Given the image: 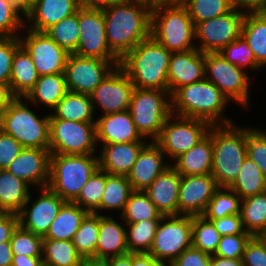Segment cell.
Here are the masks:
<instances>
[{"label":"cell","instance_id":"obj_66","mask_svg":"<svg viewBox=\"0 0 266 266\" xmlns=\"http://www.w3.org/2000/svg\"><path fill=\"white\" fill-rule=\"evenodd\" d=\"M80 266H110V264L108 258L91 256L82 258Z\"/></svg>","mask_w":266,"mask_h":266},{"label":"cell","instance_id":"obj_46","mask_svg":"<svg viewBox=\"0 0 266 266\" xmlns=\"http://www.w3.org/2000/svg\"><path fill=\"white\" fill-rule=\"evenodd\" d=\"M183 4L187 7L194 26L233 9L231 0H183Z\"/></svg>","mask_w":266,"mask_h":266},{"label":"cell","instance_id":"obj_65","mask_svg":"<svg viewBox=\"0 0 266 266\" xmlns=\"http://www.w3.org/2000/svg\"><path fill=\"white\" fill-rule=\"evenodd\" d=\"M109 264L110 266H132V253L128 252L123 255H118L115 257H110Z\"/></svg>","mask_w":266,"mask_h":266},{"label":"cell","instance_id":"obj_20","mask_svg":"<svg viewBox=\"0 0 266 266\" xmlns=\"http://www.w3.org/2000/svg\"><path fill=\"white\" fill-rule=\"evenodd\" d=\"M205 53L197 48L172 52L168 68V91L205 79Z\"/></svg>","mask_w":266,"mask_h":266},{"label":"cell","instance_id":"obj_10","mask_svg":"<svg viewBox=\"0 0 266 266\" xmlns=\"http://www.w3.org/2000/svg\"><path fill=\"white\" fill-rule=\"evenodd\" d=\"M190 247H192V216L168 215L160 220L149 254L169 266Z\"/></svg>","mask_w":266,"mask_h":266},{"label":"cell","instance_id":"obj_39","mask_svg":"<svg viewBox=\"0 0 266 266\" xmlns=\"http://www.w3.org/2000/svg\"><path fill=\"white\" fill-rule=\"evenodd\" d=\"M133 191L126 175H110L106 172V184L101 199V210L119 209L120 214Z\"/></svg>","mask_w":266,"mask_h":266},{"label":"cell","instance_id":"obj_51","mask_svg":"<svg viewBox=\"0 0 266 266\" xmlns=\"http://www.w3.org/2000/svg\"><path fill=\"white\" fill-rule=\"evenodd\" d=\"M251 237V234L224 235L221 237L214 255L242 259L246 244Z\"/></svg>","mask_w":266,"mask_h":266},{"label":"cell","instance_id":"obj_6","mask_svg":"<svg viewBox=\"0 0 266 266\" xmlns=\"http://www.w3.org/2000/svg\"><path fill=\"white\" fill-rule=\"evenodd\" d=\"M98 169V157L93 154H50L47 187L65 202H73Z\"/></svg>","mask_w":266,"mask_h":266},{"label":"cell","instance_id":"obj_71","mask_svg":"<svg viewBox=\"0 0 266 266\" xmlns=\"http://www.w3.org/2000/svg\"><path fill=\"white\" fill-rule=\"evenodd\" d=\"M7 212L1 207V204H0V216L6 214Z\"/></svg>","mask_w":266,"mask_h":266},{"label":"cell","instance_id":"obj_24","mask_svg":"<svg viewBox=\"0 0 266 266\" xmlns=\"http://www.w3.org/2000/svg\"><path fill=\"white\" fill-rule=\"evenodd\" d=\"M180 180L181 175L171 164L145 190L163 216L178 215Z\"/></svg>","mask_w":266,"mask_h":266},{"label":"cell","instance_id":"obj_60","mask_svg":"<svg viewBox=\"0 0 266 266\" xmlns=\"http://www.w3.org/2000/svg\"><path fill=\"white\" fill-rule=\"evenodd\" d=\"M10 85L0 82V116L8 108V105L15 99Z\"/></svg>","mask_w":266,"mask_h":266},{"label":"cell","instance_id":"obj_14","mask_svg":"<svg viewBox=\"0 0 266 266\" xmlns=\"http://www.w3.org/2000/svg\"><path fill=\"white\" fill-rule=\"evenodd\" d=\"M245 11L232 9L230 12L195 25V38L200 39V52H220L241 35Z\"/></svg>","mask_w":266,"mask_h":266},{"label":"cell","instance_id":"obj_8","mask_svg":"<svg viewBox=\"0 0 266 266\" xmlns=\"http://www.w3.org/2000/svg\"><path fill=\"white\" fill-rule=\"evenodd\" d=\"M129 111L140 135L156 141L165 121L172 114L171 95L169 91L135 87Z\"/></svg>","mask_w":266,"mask_h":266},{"label":"cell","instance_id":"obj_67","mask_svg":"<svg viewBox=\"0 0 266 266\" xmlns=\"http://www.w3.org/2000/svg\"><path fill=\"white\" fill-rule=\"evenodd\" d=\"M20 11L26 14L34 7L37 0H10Z\"/></svg>","mask_w":266,"mask_h":266},{"label":"cell","instance_id":"obj_62","mask_svg":"<svg viewBox=\"0 0 266 266\" xmlns=\"http://www.w3.org/2000/svg\"><path fill=\"white\" fill-rule=\"evenodd\" d=\"M121 0H77L80 8L87 9H104L113 3L119 2Z\"/></svg>","mask_w":266,"mask_h":266},{"label":"cell","instance_id":"obj_22","mask_svg":"<svg viewBox=\"0 0 266 266\" xmlns=\"http://www.w3.org/2000/svg\"><path fill=\"white\" fill-rule=\"evenodd\" d=\"M164 156L165 154L155 141L146 144L141 149L137 160L127 175L133 190L145 191L170 166L171 163H164Z\"/></svg>","mask_w":266,"mask_h":266},{"label":"cell","instance_id":"obj_11","mask_svg":"<svg viewBox=\"0 0 266 266\" xmlns=\"http://www.w3.org/2000/svg\"><path fill=\"white\" fill-rule=\"evenodd\" d=\"M172 118H175L174 121ZM211 127L210 123L201 119L171 114L165 121L161 134L155 142L164 154L176 160L203 140Z\"/></svg>","mask_w":266,"mask_h":266},{"label":"cell","instance_id":"obj_44","mask_svg":"<svg viewBox=\"0 0 266 266\" xmlns=\"http://www.w3.org/2000/svg\"><path fill=\"white\" fill-rule=\"evenodd\" d=\"M212 221L203 215L192 216V247L209 255H214L221 240Z\"/></svg>","mask_w":266,"mask_h":266},{"label":"cell","instance_id":"obj_27","mask_svg":"<svg viewBox=\"0 0 266 266\" xmlns=\"http://www.w3.org/2000/svg\"><path fill=\"white\" fill-rule=\"evenodd\" d=\"M213 144L212 127L208 135L190 150L179 156L172 166L181 176L211 174Z\"/></svg>","mask_w":266,"mask_h":266},{"label":"cell","instance_id":"obj_7","mask_svg":"<svg viewBox=\"0 0 266 266\" xmlns=\"http://www.w3.org/2000/svg\"><path fill=\"white\" fill-rule=\"evenodd\" d=\"M22 97H16L0 116L1 129L24 148L49 149L50 114L39 118Z\"/></svg>","mask_w":266,"mask_h":266},{"label":"cell","instance_id":"obj_36","mask_svg":"<svg viewBox=\"0 0 266 266\" xmlns=\"http://www.w3.org/2000/svg\"><path fill=\"white\" fill-rule=\"evenodd\" d=\"M42 259L45 266H80L82 261L71 240L54 239H43Z\"/></svg>","mask_w":266,"mask_h":266},{"label":"cell","instance_id":"obj_57","mask_svg":"<svg viewBox=\"0 0 266 266\" xmlns=\"http://www.w3.org/2000/svg\"><path fill=\"white\" fill-rule=\"evenodd\" d=\"M18 225V214L6 213L0 216V244L5 241H10L12 233Z\"/></svg>","mask_w":266,"mask_h":266},{"label":"cell","instance_id":"obj_64","mask_svg":"<svg viewBox=\"0 0 266 266\" xmlns=\"http://www.w3.org/2000/svg\"><path fill=\"white\" fill-rule=\"evenodd\" d=\"M209 266H243L242 259H230L212 255Z\"/></svg>","mask_w":266,"mask_h":266},{"label":"cell","instance_id":"obj_53","mask_svg":"<svg viewBox=\"0 0 266 266\" xmlns=\"http://www.w3.org/2000/svg\"><path fill=\"white\" fill-rule=\"evenodd\" d=\"M243 266H266V245L259 236H252L246 244Z\"/></svg>","mask_w":266,"mask_h":266},{"label":"cell","instance_id":"obj_30","mask_svg":"<svg viewBox=\"0 0 266 266\" xmlns=\"http://www.w3.org/2000/svg\"><path fill=\"white\" fill-rule=\"evenodd\" d=\"M68 92L66 85L65 72L58 74H48L39 76L34 87L24 97V100L42 105L52 110L58 105V102Z\"/></svg>","mask_w":266,"mask_h":266},{"label":"cell","instance_id":"obj_52","mask_svg":"<svg viewBox=\"0 0 266 266\" xmlns=\"http://www.w3.org/2000/svg\"><path fill=\"white\" fill-rule=\"evenodd\" d=\"M21 46L20 37H0V82L8 83L15 51Z\"/></svg>","mask_w":266,"mask_h":266},{"label":"cell","instance_id":"obj_34","mask_svg":"<svg viewBox=\"0 0 266 266\" xmlns=\"http://www.w3.org/2000/svg\"><path fill=\"white\" fill-rule=\"evenodd\" d=\"M241 35L253 50L256 64L266 65V16L263 13H246L242 22Z\"/></svg>","mask_w":266,"mask_h":266},{"label":"cell","instance_id":"obj_41","mask_svg":"<svg viewBox=\"0 0 266 266\" xmlns=\"http://www.w3.org/2000/svg\"><path fill=\"white\" fill-rule=\"evenodd\" d=\"M100 226V213H88L82 220L79 229L72 239L78 253L82 258L96 257L98 234Z\"/></svg>","mask_w":266,"mask_h":266},{"label":"cell","instance_id":"obj_23","mask_svg":"<svg viewBox=\"0 0 266 266\" xmlns=\"http://www.w3.org/2000/svg\"><path fill=\"white\" fill-rule=\"evenodd\" d=\"M96 139L101 144L133 143L144 141L129 110L102 115L95 122Z\"/></svg>","mask_w":266,"mask_h":266},{"label":"cell","instance_id":"obj_12","mask_svg":"<svg viewBox=\"0 0 266 266\" xmlns=\"http://www.w3.org/2000/svg\"><path fill=\"white\" fill-rule=\"evenodd\" d=\"M205 78L215 84L229 99L248 107L250 77L227 61L220 52L205 53ZM209 71V72H208ZM209 74V75H207Z\"/></svg>","mask_w":266,"mask_h":266},{"label":"cell","instance_id":"obj_61","mask_svg":"<svg viewBox=\"0 0 266 266\" xmlns=\"http://www.w3.org/2000/svg\"><path fill=\"white\" fill-rule=\"evenodd\" d=\"M42 257H29L26 255H13L11 266H43Z\"/></svg>","mask_w":266,"mask_h":266},{"label":"cell","instance_id":"obj_28","mask_svg":"<svg viewBox=\"0 0 266 266\" xmlns=\"http://www.w3.org/2000/svg\"><path fill=\"white\" fill-rule=\"evenodd\" d=\"M110 216L100 214V226L96 257L110 258L129 252L126 230Z\"/></svg>","mask_w":266,"mask_h":266},{"label":"cell","instance_id":"obj_32","mask_svg":"<svg viewBox=\"0 0 266 266\" xmlns=\"http://www.w3.org/2000/svg\"><path fill=\"white\" fill-rule=\"evenodd\" d=\"M29 185L10 173L0 169V204L7 213L18 214L30 194Z\"/></svg>","mask_w":266,"mask_h":266},{"label":"cell","instance_id":"obj_5","mask_svg":"<svg viewBox=\"0 0 266 266\" xmlns=\"http://www.w3.org/2000/svg\"><path fill=\"white\" fill-rule=\"evenodd\" d=\"M195 26L183 3L158 4L151 10V36L171 52L195 49Z\"/></svg>","mask_w":266,"mask_h":266},{"label":"cell","instance_id":"obj_58","mask_svg":"<svg viewBox=\"0 0 266 266\" xmlns=\"http://www.w3.org/2000/svg\"><path fill=\"white\" fill-rule=\"evenodd\" d=\"M231 3L233 8L238 11L243 8L246 11L245 13H262L266 0H231Z\"/></svg>","mask_w":266,"mask_h":266},{"label":"cell","instance_id":"obj_19","mask_svg":"<svg viewBox=\"0 0 266 266\" xmlns=\"http://www.w3.org/2000/svg\"><path fill=\"white\" fill-rule=\"evenodd\" d=\"M218 188L212 174L181 176L178 215H203Z\"/></svg>","mask_w":266,"mask_h":266},{"label":"cell","instance_id":"obj_50","mask_svg":"<svg viewBox=\"0 0 266 266\" xmlns=\"http://www.w3.org/2000/svg\"><path fill=\"white\" fill-rule=\"evenodd\" d=\"M21 12L10 0H0V37H15L23 26Z\"/></svg>","mask_w":266,"mask_h":266},{"label":"cell","instance_id":"obj_25","mask_svg":"<svg viewBox=\"0 0 266 266\" xmlns=\"http://www.w3.org/2000/svg\"><path fill=\"white\" fill-rule=\"evenodd\" d=\"M145 145L143 141L102 144L103 149L98 156L99 169L110 175L127 176Z\"/></svg>","mask_w":266,"mask_h":266},{"label":"cell","instance_id":"obj_2","mask_svg":"<svg viewBox=\"0 0 266 266\" xmlns=\"http://www.w3.org/2000/svg\"><path fill=\"white\" fill-rule=\"evenodd\" d=\"M171 53L150 36L127 53L119 66L136 88L168 91Z\"/></svg>","mask_w":266,"mask_h":266},{"label":"cell","instance_id":"obj_37","mask_svg":"<svg viewBox=\"0 0 266 266\" xmlns=\"http://www.w3.org/2000/svg\"><path fill=\"white\" fill-rule=\"evenodd\" d=\"M241 201L240 215L244 231L259 236L266 230V191Z\"/></svg>","mask_w":266,"mask_h":266},{"label":"cell","instance_id":"obj_26","mask_svg":"<svg viewBox=\"0 0 266 266\" xmlns=\"http://www.w3.org/2000/svg\"><path fill=\"white\" fill-rule=\"evenodd\" d=\"M79 9L77 0H37L25 17L32 22L29 29L45 32L65 17L78 12Z\"/></svg>","mask_w":266,"mask_h":266},{"label":"cell","instance_id":"obj_1","mask_svg":"<svg viewBox=\"0 0 266 266\" xmlns=\"http://www.w3.org/2000/svg\"><path fill=\"white\" fill-rule=\"evenodd\" d=\"M151 10L148 4L128 0L103 9L107 43L119 60L151 36Z\"/></svg>","mask_w":266,"mask_h":266},{"label":"cell","instance_id":"obj_38","mask_svg":"<svg viewBox=\"0 0 266 266\" xmlns=\"http://www.w3.org/2000/svg\"><path fill=\"white\" fill-rule=\"evenodd\" d=\"M163 215L150 200L145 191L133 190L121 214L125 224L137 223L145 220H161Z\"/></svg>","mask_w":266,"mask_h":266},{"label":"cell","instance_id":"obj_42","mask_svg":"<svg viewBox=\"0 0 266 266\" xmlns=\"http://www.w3.org/2000/svg\"><path fill=\"white\" fill-rule=\"evenodd\" d=\"M160 220H145L128 225L127 246L131 253H149ZM129 232V233H128Z\"/></svg>","mask_w":266,"mask_h":266},{"label":"cell","instance_id":"obj_3","mask_svg":"<svg viewBox=\"0 0 266 266\" xmlns=\"http://www.w3.org/2000/svg\"><path fill=\"white\" fill-rule=\"evenodd\" d=\"M228 102L229 99L220 89L205 78L178 88L171 95V112L182 117L201 119L211 125H226L232 123L222 116Z\"/></svg>","mask_w":266,"mask_h":266},{"label":"cell","instance_id":"obj_33","mask_svg":"<svg viewBox=\"0 0 266 266\" xmlns=\"http://www.w3.org/2000/svg\"><path fill=\"white\" fill-rule=\"evenodd\" d=\"M52 113L56 118L83 123H95L94 109L88 94L68 91ZM94 120V121H93Z\"/></svg>","mask_w":266,"mask_h":266},{"label":"cell","instance_id":"obj_31","mask_svg":"<svg viewBox=\"0 0 266 266\" xmlns=\"http://www.w3.org/2000/svg\"><path fill=\"white\" fill-rule=\"evenodd\" d=\"M86 210L73 202H65L43 239L71 240L79 229Z\"/></svg>","mask_w":266,"mask_h":266},{"label":"cell","instance_id":"obj_35","mask_svg":"<svg viewBox=\"0 0 266 266\" xmlns=\"http://www.w3.org/2000/svg\"><path fill=\"white\" fill-rule=\"evenodd\" d=\"M241 199L266 191V176L248 156L236 180L229 186Z\"/></svg>","mask_w":266,"mask_h":266},{"label":"cell","instance_id":"obj_59","mask_svg":"<svg viewBox=\"0 0 266 266\" xmlns=\"http://www.w3.org/2000/svg\"><path fill=\"white\" fill-rule=\"evenodd\" d=\"M132 266H168L149 253H132Z\"/></svg>","mask_w":266,"mask_h":266},{"label":"cell","instance_id":"obj_9","mask_svg":"<svg viewBox=\"0 0 266 266\" xmlns=\"http://www.w3.org/2000/svg\"><path fill=\"white\" fill-rule=\"evenodd\" d=\"M96 125L56 118L50 114V154L86 155L95 154Z\"/></svg>","mask_w":266,"mask_h":266},{"label":"cell","instance_id":"obj_45","mask_svg":"<svg viewBox=\"0 0 266 266\" xmlns=\"http://www.w3.org/2000/svg\"><path fill=\"white\" fill-rule=\"evenodd\" d=\"M106 184V172L98 169L81 189L78 197L73 201L88 213L101 210V199Z\"/></svg>","mask_w":266,"mask_h":266},{"label":"cell","instance_id":"obj_72","mask_svg":"<svg viewBox=\"0 0 266 266\" xmlns=\"http://www.w3.org/2000/svg\"><path fill=\"white\" fill-rule=\"evenodd\" d=\"M262 13L266 16V5H265L264 10L262 11Z\"/></svg>","mask_w":266,"mask_h":266},{"label":"cell","instance_id":"obj_43","mask_svg":"<svg viewBox=\"0 0 266 266\" xmlns=\"http://www.w3.org/2000/svg\"><path fill=\"white\" fill-rule=\"evenodd\" d=\"M45 32L67 53L74 54L79 41V10Z\"/></svg>","mask_w":266,"mask_h":266},{"label":"cell","instance_id":"obj_68","mask_svg":"<svg viewBox=\"0 0 266 266\" xmlns=\"http://www.w3.org/2000/svg\"><path fill=\"white\" fill-rule=\"evenodd\" d=\"M183 3V0H153V7L158 4Z\"/></svg>","mask_w":266,"mask_h":266},{"label":"cell","instance_id":"obj_56","mask_svg":"<svg viewBox=\"0 0 266 266\" xmlns=\"http://www.w3.org/2000/svg\"><path fill=\"white\" fill-rule=\"evenodd\" d=\"M213 222L216 230L221 236L224 235H237V234H250L244 231L241 221V215H230L222 217L217 220H210Z\"/></svg>","mask_w":266,"mask_h":266},{"label":"cell","instance_id":"obj_18","mask_svg":"<svg viewBox=\"0 0 266 266\" xmlns=\"http://www.w3.org/2000/svg\"><path fill=\"white\" fill-rule=\"evenodd\" d=\"M30 199L29 194L28 200L18 213L19 225L27 231L44 237L65 201L48 187L42 188L41 196L29 209L27 205Z\"/></svg>","mask_w":266,"mask_h":266},{"label":"cell","instance_id":"obj_63","mask_svg":"<svg viewBox=\"0 0 266 266\" xmlns=\"http://www.w3.org/2000/svg\"><path fill=\"white\" fill-rule=\"evenodd\" d=\"M13 253L10 241H5L0 244V266H11Z\"/></svg>","mask_w":266,"mask_h":266},{"label":"cell","instance_id":"obj_40","mask_svg":"<svg viewBox=\"0 0 266 266\" xmlns=\"http://www.w3.org/2000/svg\"><path fill=\"white\" fill-rule=\"evenodd\" d=\"M242 200L229 187H219L203 214L207 220H217L230 215H240Z\"/></svg>","mask_w":266,"mask_h":266},{"label":"cell","instance_id":"obj_70","mask_svg":"<svg viewBox=\"0 0 266 266\" xmlns=\"http://www.w3.org/2000/svg\"><path fill=\"white\" fill-rule=\"evenodd\" d=\"M259 238L264 242L266 245V230H264L260 235Z\"/></svg>","mask_w":266,"mask_h":266},{"label":"cell","instance_id":"obj_49","mask_svg":"<svg viewBox=\"0 0 266 266\" xmlns=\"http://www.w3.org/2000/svg\"><path fill=\"white\" fill-rule=\"evenodd\" d=\"M247 156L254 161L266 176V131L243 128Z\"/></svg>","mask_w":266,"mask_h":266},{"label":"cell","instance_id":"obj_15","mask_svg":"<svg viewBox=\"0 0 266 266\" xmlns=\"http://www.w3.org/2000/svg\"><path fill=\"white\" fill-rule=\"evenodd\" d=\"M74 54L103 60H119L110 51L107 43L102 9H79V41Z\"/></svg>","mask_w":266,"mask_h":266},{"label":"cell","instance_id":"obj_69","mask_svg":"<svg viewBox=\"0 0 266 266\" xmlns=\"http://www.w3.org/2000/svg\"><path fill=\"white\" fill-rule=\"evenodd\" d=\"M128 1L142 2V3L148 4L149 6L153 7V0H128Z\"/></svg>","mask_w":266,"mask_h":266},{"label":"cell","instance_id":"obj_55","mask_svg":"<svg viewBox=\"0 0 266 266\" xmlns=\"http://www.w3.org/2000/svg\"><path fill=\"white\" fill-rule=\"evenodd\" d=\"M211 256L190 247L184 250L169 266H209Z\"/></svg>","mask_w":266,"mask_h":266},{"label":"cell","instance_id":"obj_16","mask_svg":"<svg viewBox=\"0 0 266 266\" xmlns=\"http://www.w3.org/2000/svg\"><path fill=\"white\" fill-rule=\"evenodd\" d=\"M134 88L124 70L116 66L90 94L94 112L96 106L105 115L129 110Z\"/></svg>","mask_w":266,"mask_h":266},{"label":"cell","instance_id":"obj_29","mask_svg":"<svg viewBox=\"0 0 266 266\" xmlns=\"http://www.w3.org/2000/svg\"><path fill=\"white\" fill-rule=\"evenodd\" d=\"M39 75L30 54L21 45L13 56L10 89L15 97H25L34 87Z\"/></svg>","mask_w":266,"mask_h":266},{"label":"cell","instance_id":"obj_47","mask_svg":"<svg viewBox=\"0 0 266 266\" xmlns=\"http://www.w3.org/2000/svg\"><path fill=\"white\" fill-rule=\"evenodd\" d=\"M43 237L23 229L20 225L13 231L10 244L13 255L42 257Z\"/></svg>","mask_w":266,"mask_h":266},{"label":"cell","instance_id":"obj_21","mask_svg":"<svg viewBox=\"0 0 266 266\" xmlns=\"http://www.w3.org/2000/svg\"><path fill=\"white\" fill-rule=\"evenodd\" d=\"M29 186L46 188L49 183L50 151L42 148H24L6 168Z\"/></svg>","mask_w":266,"mask_h":266},{"label":"cell","instance_id":"obj_54","mask_svg":"<svg viewBox=\"0 0 266 266\" xmlns=\"http://www.w3.org/2000/svg\"><path fill=\"white\" fill-rule=\"evenodd\" d=\"M24 147L12 136L0 131V169H6L8 165L19 155Z\"/></svg>","mask_w":266,"mask_h":266},{"label":"cell","instance_id":"obj_17","mask_svg":"<svg viewBox=\"0 0 266 266\" xmlns=\"http://www.w3.org/2000/svg\"><path fill=\"white\" fill-rule=\"evenodd\" d=\"M21 45L30 54L39 76L65 72L69 53L62 49L46 32L28 29Z\"/></svg>","mask_w":266,"mask_h":266},{"label":"cell","instance_id":"obj_4","mask_svg":"<svg viewBox=\"0 0 266 266\" xmlns=\"http://www.w3.org/2000/svg\"><path fill=\"white\" fill-rule=\"evenodd\" d=\"M212 144L211 174L219 187H229L238 177L247 157L243 128L232 123L212 125Z\"/></svg>","mask_w":266,"mask_h":266},{"label":"cell","instance_id":"obj_13","mask_svg":"<svg viewBox=\"0 0 266 266\" xmlns=\"http://www.w3.org/2000/svg\"><path fill=\"white\" fill-rule=\"evenodd\" d=\"M119 63L120 60H103L69 54L65 67L68 91L90 95Z\"/></svg>","mask_w":266,"mask_h":266},{"label":"cell","instance_id":"obj_48","mask_svg":"<svg viewBox=\"0 0 266 266\" xmlns=\"http://www.w3.org/2000/svg\"><path fill=\"white\" fill-rule=\"evenodd\" d=\"M220 53L227 61L241 69L248 66L252 70L260 68L256 64L253 50L242 35L224 47Z\"/></svg>","mask_w":266,"mask_h":266}]
</instances>
